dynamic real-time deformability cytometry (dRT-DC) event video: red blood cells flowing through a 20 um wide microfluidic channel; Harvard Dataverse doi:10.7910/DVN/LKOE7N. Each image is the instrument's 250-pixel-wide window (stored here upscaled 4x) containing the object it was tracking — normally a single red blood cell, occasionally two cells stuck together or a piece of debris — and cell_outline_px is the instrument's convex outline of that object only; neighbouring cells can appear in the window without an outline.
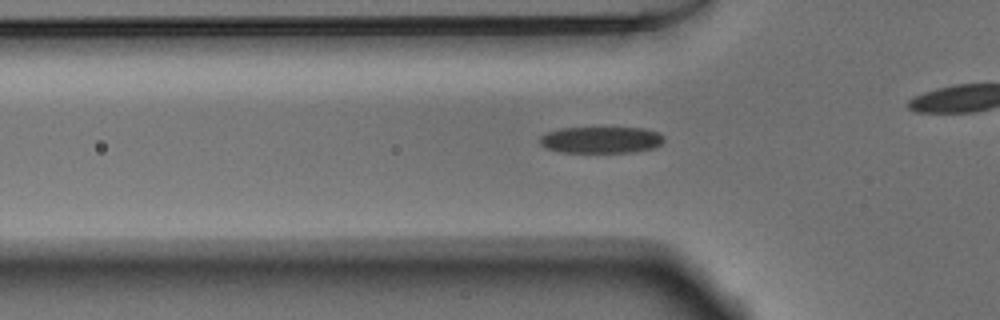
{"species": "Egyptian fruit bat (a non-hibernating species)", "species_latin": "Rousettus aegyptiacus", "temperature_condition": "warm", "stored_images_in_passage": 28, "camera_frame_rate_fps": 3000, "um_per_image_px": 0.085, "animal": {"sex": "male"}, "frame": {"image": 1, "passage_image": 3, "time_ms": 0.667, "image_size_px": [1000, 320], "cell_outline_px": [[664, 140], [660, 144], [652, 148], [636, 152], [560, 152], [544, 148], [540, 144], [540, 136], [548, 132], [560, 128], [644, 128], [656, 132], [664, 136]], "centroid_in_image_um": [51.06, 11.89], "position_along_channel_um": 74.7, "area_um2": 19.19}}
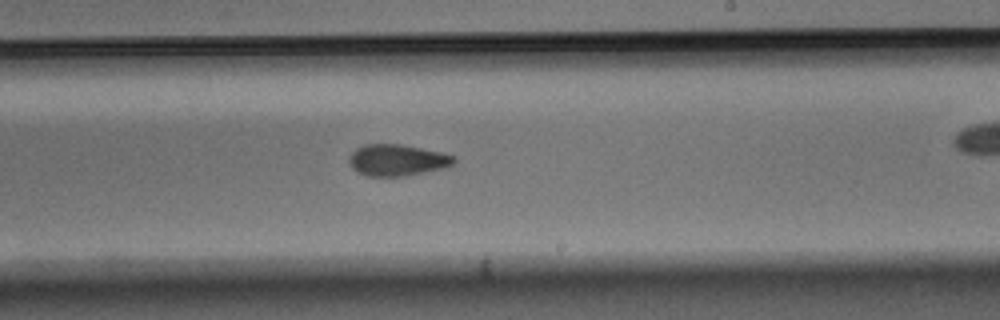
{"frame": {"image": 2, "passage_image": 17, "time_ms": 5.333, "image_size_px": [1000, 320], "cell_outline_px": [[456, 160], [448, 168], [404, 176], [368, 176], [356, 172], [352, 168], [348, 160], [352, 152], [356, 148], [364, 144], [400, 144], [440, 152], [456, 156]], "centroid_in_image_um": [33.77, 13.62], "position_along_channel_um": 255.2, "area_um2": 19.36}}
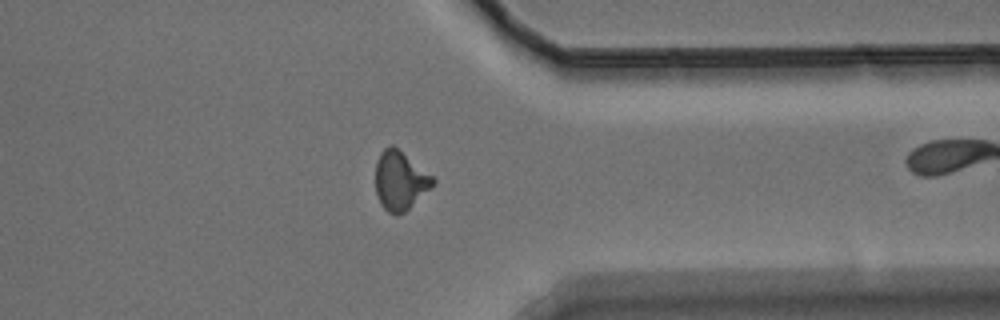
{"frame": {"image": 3, "passage_image": 27, "time_ms": 8.667, "image_size_px": [1000, 320], "cell_outline_px": [[436, 184], [404, 212], [388, 212], [380, 204], [376, 192], [376, 160], [380, 152], [384, 148], [392, 144], [432, 176], [436, 180]], "centroid_in_image_um": [34.0, 15.33], "position_along_channel_um": 377.4, "area_um2": 19.36}}